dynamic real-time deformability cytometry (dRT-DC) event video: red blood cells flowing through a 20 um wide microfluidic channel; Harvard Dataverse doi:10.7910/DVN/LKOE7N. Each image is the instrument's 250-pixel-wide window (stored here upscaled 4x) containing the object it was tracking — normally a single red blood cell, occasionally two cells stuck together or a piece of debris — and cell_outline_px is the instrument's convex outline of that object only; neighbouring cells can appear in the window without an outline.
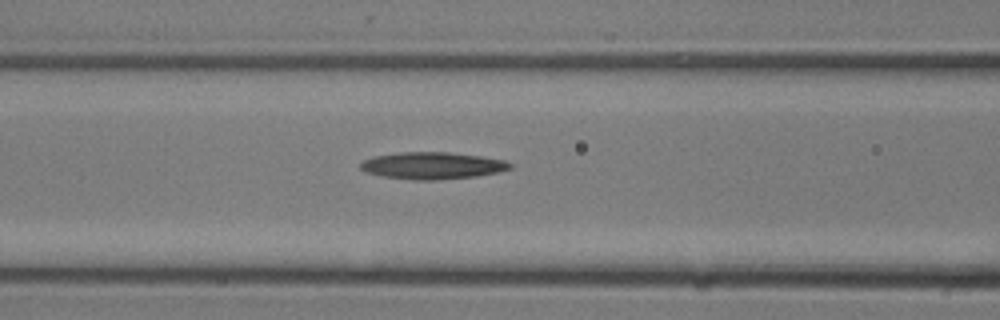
{"species": "common noctule bat (a hibernating species)", "species_latin": "Nyctalus noctula", "temperature_condition": "room temperature", "stored_images_in_passage": 13, "camera_frame_rate_fps": 3000, "um_per_image_px": 0.085, "animal": {"sex": "male", "body_mass_g": 13.3}, "frame": {"image": 1, "passage_image": 10, "time_ms": 3.0, "image_size_px": [1000, 320], "cell_outline_px": [[512, 168], [496, 172], [476, 176], [436, 180], [416, 180], [384, 176], [364, 172], [360, 168], [360, 164], [364, 160], [372, 156], [400, 152], [448, 152], [480, 156], [504, 160], [512, 164]], "centroid_in_image_um": [36.72, 14.07], "position_along_channel_um": 129.9, "area_um2": 23.41}}
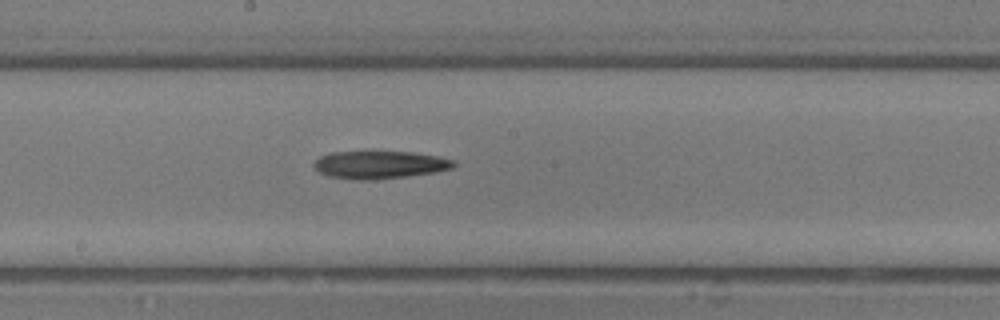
{"frame": {"image": 2, "passage_image": 13, "time_ms": 4.0, "image_size_px": [1000, 320], "cell_outline_px": [[456, 164], [452, 168], [436, 172], [408, 176], [372, 180], [352, 180], [328, 176], [320, 172], [312, 164], [320, 156], [332, 152], [412, 152], [436, 156], [456, 160]], "centroid_in_image_um": [32.28, 14.01], "position_along_channel_um": 215.9, "area_um2": 22.6}}